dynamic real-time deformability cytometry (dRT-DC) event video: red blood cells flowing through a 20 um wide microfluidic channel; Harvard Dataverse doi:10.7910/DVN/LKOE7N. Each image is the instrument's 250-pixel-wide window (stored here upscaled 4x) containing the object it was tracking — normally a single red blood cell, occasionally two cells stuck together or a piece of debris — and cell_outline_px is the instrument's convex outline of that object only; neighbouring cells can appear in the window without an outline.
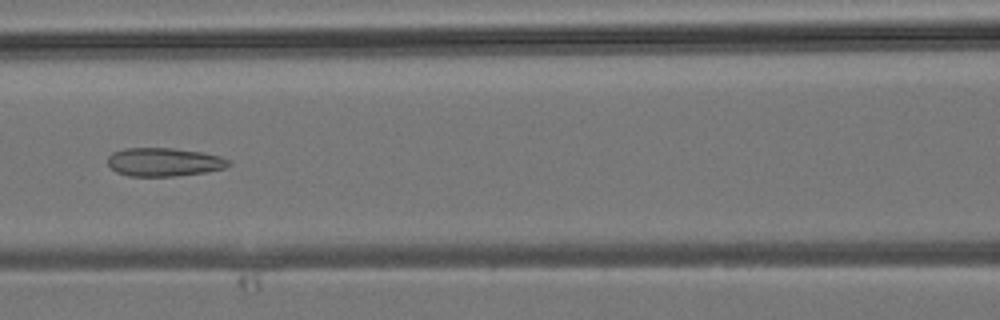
{"species": "common noctule bat (a hibernating species)", "species_latin": "Nyctalus noctula", "temperature_condition": "room temperature", "stored_images_in_passage": 38, "camera_frame_rate_fps": 3000, "um_per_image_px": 0.085, "animal": {"sex": "male", "body_mass_g": 19.2, "forearm_length_mm": 51.8}, "frame": {"image": 1, "passage_image": 14, "time_ms": 4.333, "image_size_px": [1000, 320], "cell_outline_px": [[232, 164], [224, 168], [204, 172], [176, 176], [128, 176], [116, 172], [108, 164], [108, 156], [112, 152], [124, 148], [172, 148], [200, 152], [220, 156], [232, 160]], "centroid_in_image_um": [13.94, 13.77], "position_along_channel_um": 152.7, "area_um2": 20.11}}
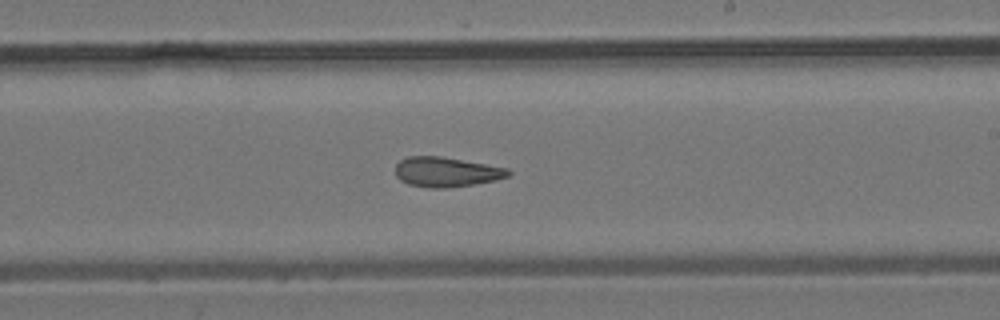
{"frame": {"image": 2, "passage_image": 20, "time_ms": 6.333, "image_size_px": [1000, 320], "cell_outline_px": [[512, 172], [508, 176], [496, 180], [472, 184], [444, 188], [428, 188], [408, 184], [400, 180], [396, 176], [396, 164], [400, 160], [408, 156], [440, 156], [508, 168]], "centroid_in_image_um": [37.92, 14.61], "position_along_channel_um": 251.1, "area_um2": 19.54}}
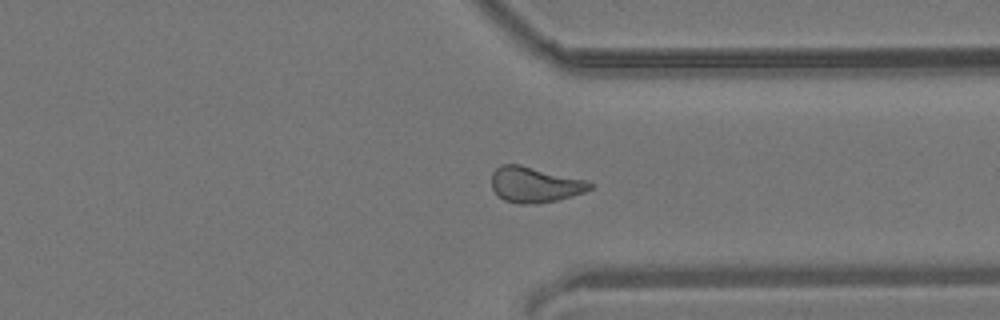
{"frame": {"image": 3, "passage_image": 27, "time_ms": 8.667, "image_size_px": [1000, 320], "cell_outline_px": [[596, 184], [592, 188], [584, 192], [572, 196], [556, 200], [536, 204], [520, 204], [504, 200], [492, 188], [492, 172], [500, 164], [520, 164], [588, 180]], "centroid_in_image_um": [45.49, 15.68], "position_along_channel_um": 365.9, "area_um2": 20.58}}